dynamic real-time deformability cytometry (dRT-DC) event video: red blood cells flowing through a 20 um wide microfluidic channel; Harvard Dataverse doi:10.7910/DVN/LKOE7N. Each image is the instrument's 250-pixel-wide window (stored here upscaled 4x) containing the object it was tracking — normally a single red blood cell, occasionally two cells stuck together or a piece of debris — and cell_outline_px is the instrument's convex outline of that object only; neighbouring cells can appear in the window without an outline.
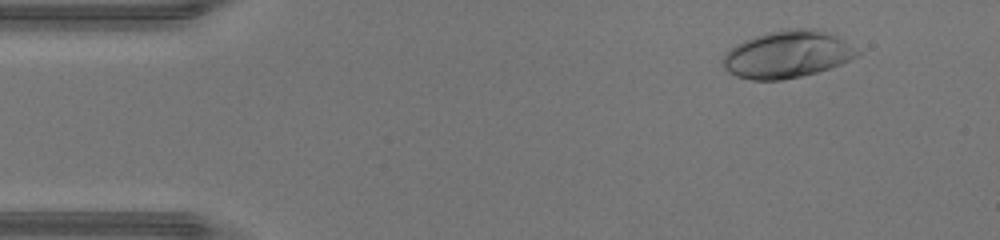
{"species": "human", "species_latin": "Homo sapiens", "temperature_condition": "warm", "stored_images_in_passage": 47, "camera_frame_rate_fps": 3000, "um_per_image_px": 0.085, "donor": {"sex": "male"}, "frame": {"image": 1, "passage_image": 5, "time_ms": 1.333, "image_size_px": [1000, 240], "cell_outline_px": [[860, 52], [856, 56], [840, 64], [816, 72], [800, 76], [780, 80], [752, 80], [736, 76], [728, 72], [724, 68], [720, 60], [736, 44], [744, 40], [768, 32], [788, 28], [812, 28], [836, 36]], "centroid_in_image_um": [66.86, 4.63], "position_along_channel_um": 18.1, "area_um2": 36.41}}
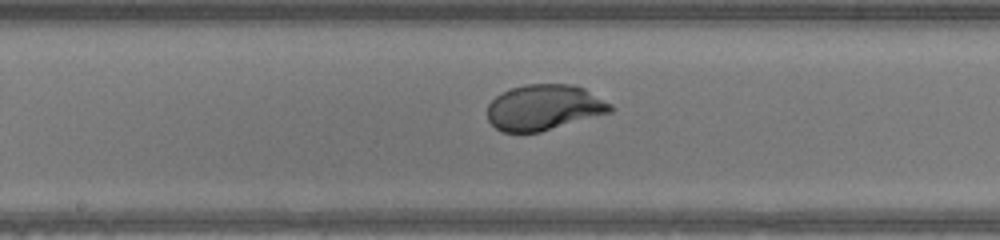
{"frame": {"image": 2, "passage_image": 24, "time_ms": 7.667, "image_size_px": [1000, 240], "cell_outline_px": [[616, 108], [612, 112], [540, 132], [500, 132], [488, 120], [488, 104], [496, 96], [512, 88], [524, 84], [572, 84], [584, 88], [612, 104]], "centroid_in_image_um": [46.27, 9.13], "position_along_channel_um": 201.9, "area_um2": 32.77}}
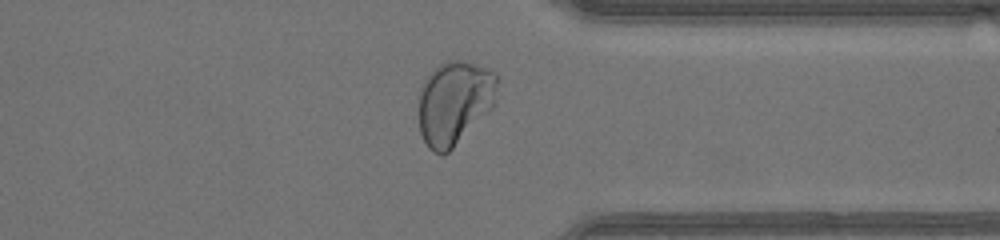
{"frame": {"image": 3, "passage_image": 36, "time_ms": 11.667, "image_size_px": [1000, 240], "cell_outline_px": [[496, 104], [444, 156], [440, 156], [432, 152], [428, 148], [420, 132], [420, 88], [424, 80], [440, 64], [448, 60], [464, 60], [476, 64], [496, 72]], "centroid_in_image_um": [38.63, 8.73], "position_along_channel_um": 372.8, "area_um2": 38.21}, "authors_computed_cell_mechanics": {"area_um2": 34.0442, "velocity_mm_per_s": 4.3902, "shape_relaxation_time_tau1_ms": 2.2641, "shape_relaxation_time_tau2_ms": null, "deformation_change_tau1": 0.1756, "deformation_change_tau2": null}}